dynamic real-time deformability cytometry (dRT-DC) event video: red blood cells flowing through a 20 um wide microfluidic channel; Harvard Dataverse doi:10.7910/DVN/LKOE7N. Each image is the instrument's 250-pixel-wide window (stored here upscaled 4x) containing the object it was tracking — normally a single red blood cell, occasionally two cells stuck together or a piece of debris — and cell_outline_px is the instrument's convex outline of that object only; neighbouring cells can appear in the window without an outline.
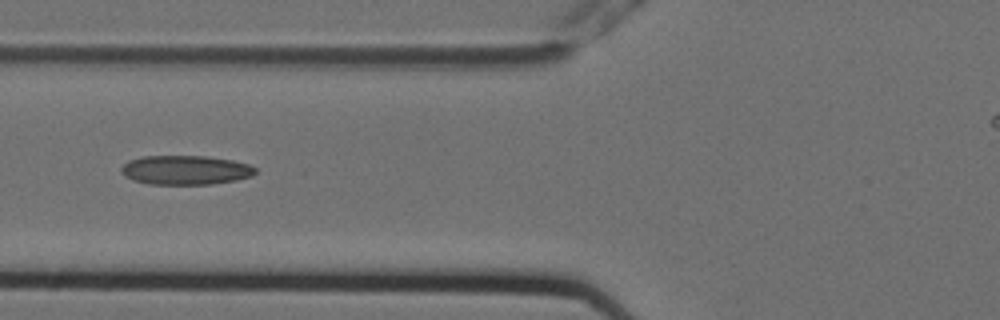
{"species": "Egyptian fruit bat (a non-hibernating species)", "species_latin": "Rousettus aegyptiacus", "temperature_condition": "cold", "stored_images_in_passage": 3, "camera_frame_rate_fps": 3000, "um_per_image_px": 0.085, "animal": {"sex": "female"}, "frame": {"image": 1, "passage_image": 3, "time_ms": 0.667, "image_size_px": [1000, 320], "cell_outline_px": [[256, 172], [252, 176], [236, 180], [212, 184], [148, 184], [132, 180], [124, 176], [120, 172], [120, 168], [128, 160], [140, 156], [204, 156], [232, 160], [248, 164], [256, 168]], "centroid_in_image_um": [15.73, 14.45], "position_along_channel_um": 110.1, "area_um2": 23.0}}